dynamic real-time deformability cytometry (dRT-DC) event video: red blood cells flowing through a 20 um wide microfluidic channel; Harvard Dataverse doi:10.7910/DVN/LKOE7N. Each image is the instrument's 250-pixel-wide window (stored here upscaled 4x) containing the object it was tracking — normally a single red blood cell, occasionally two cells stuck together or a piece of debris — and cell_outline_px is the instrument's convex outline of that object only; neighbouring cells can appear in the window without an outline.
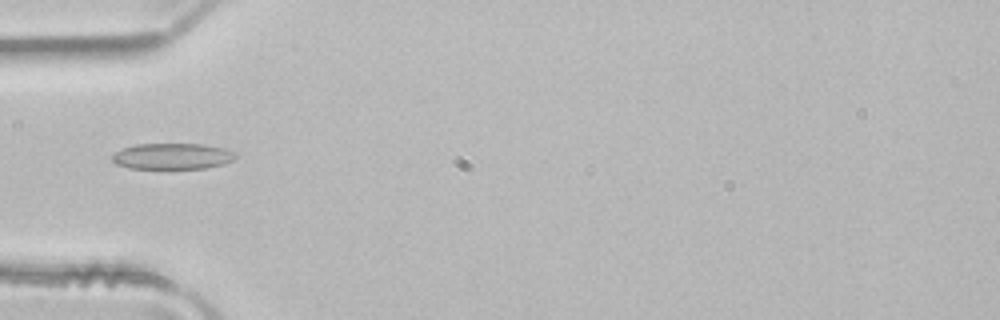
{"species": "common noctule bat (a hibernating species)", "species_latin": "Nyctalus noctula", "temperature_condition": "room temperature", "stored_images_in_passage": 4, "camera_frame_rate_fps": 3000, "um_per_image_px": 0.085, "animal": {"sex": "male", "body_mass_g": 21.5, "forearm_length_mm": 52.0}, "frame": {"image": 1, "passage_image": 4, "time_ms": 1.0, "image_size_px": [1000, 320], "cell_outline_px": [[236, 156], [232, 160], [224, 164], [204, 168], [128, 168], [116, 164], [112, 160], [112, 156], [116, 152], [124, 148], [136, 144], [204, 144], [224, 148], [232, 152]], "centroid_in_image_um": [14.64, 13.28], "position_along_channel_um": 70.4, "area_um2": 18.5}}